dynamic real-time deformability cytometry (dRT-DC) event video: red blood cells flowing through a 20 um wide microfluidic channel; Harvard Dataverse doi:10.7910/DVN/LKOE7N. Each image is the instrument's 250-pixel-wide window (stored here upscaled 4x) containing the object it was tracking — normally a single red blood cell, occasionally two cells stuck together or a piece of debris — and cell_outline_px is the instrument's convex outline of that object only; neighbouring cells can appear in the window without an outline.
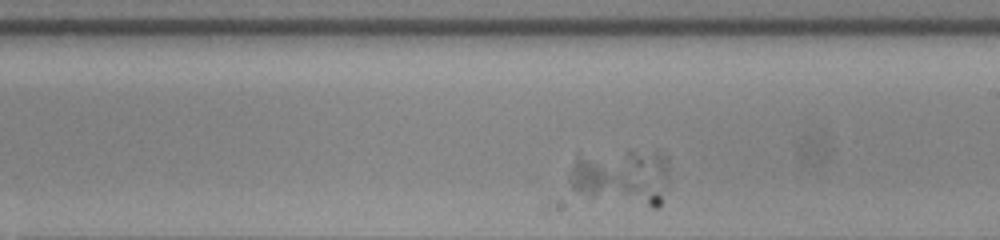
{"species": "human", "species_latin": "Homo sapiens", "temperature_condition": "warm", "stored_images_in_passage": 28, "camera_frame_rate_fps": 3000, "um_per_image_px": 0.085, "donor": {"sex": "female"}, "frame": {"image": 1, "passage_image": 16, "time_ms": 5.0, "image_size_px": [1000, 240], "cell_outline_px": [[668, 188], [660, 204], [656, 208], [652, 208], [588, 196], [572, 188], [572, 168], [576, 160], [628, 152], [656, 148], [660, 148], [668, 156]], "centroid_in_image_um": [53.08, 15.06], "position_along_channel_um": 235.9, "area_um2": 32.14}}
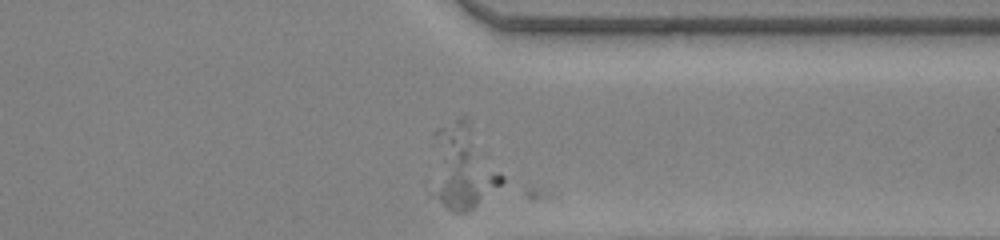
{"frame": {"image": 2, "passage_image": 28, "time_ms": 9.0, "image_size_px": [1000, 240], "cell_outline_px": [[504, 180], [500, 184], [468, 212], [456, 212], [448, 208], [440, 200], [432, 132], [436, 128], [460, 116], [464, 116], [468, 120], [504, 176]], "centroid_in_image_um": [39.39, 14.1], "position_along_channel_um": 372.0, "area_um2": 32.77}}